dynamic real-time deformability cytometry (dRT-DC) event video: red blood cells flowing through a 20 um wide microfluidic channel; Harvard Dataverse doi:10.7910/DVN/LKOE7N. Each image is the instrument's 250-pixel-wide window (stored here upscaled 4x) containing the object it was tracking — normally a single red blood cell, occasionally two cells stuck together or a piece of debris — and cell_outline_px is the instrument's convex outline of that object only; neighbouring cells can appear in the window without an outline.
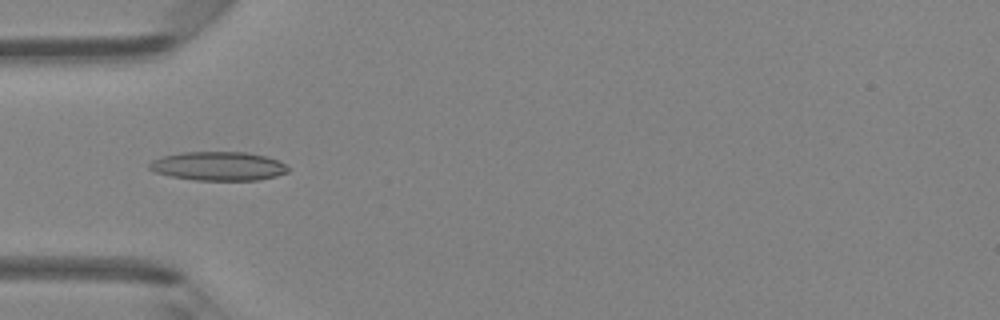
{"species": "Egyptian fruit bat (a non-hibernating species)", "species_latin": "Rousettus aegyptiacus", "temperature_condition": "room temperature", "stored_images_in_passage": 47, "camera_frame_rate_fps": 3000, "um_per_image_px": 0.085, "animal": {"sex": "female"}, "frame": {"image": 1, "passage_image": 15, "time_ms": 4.667, "image_size_px": [1000, 320], "cell_outline_px": [[288, 172], [276, 176], [256, 180], [196, 180], [172, 176], [156, 172], [148, 168], [148, 164], [152, 160], [164, 156], [184, 152], [244, 152], [264, 156], [276, 160], [284, 164], [288, 168]], "centroid_in_image_um": [18.54, 14.12], "position_along_channel_um": 66.5, "area_um2": 23.0}}
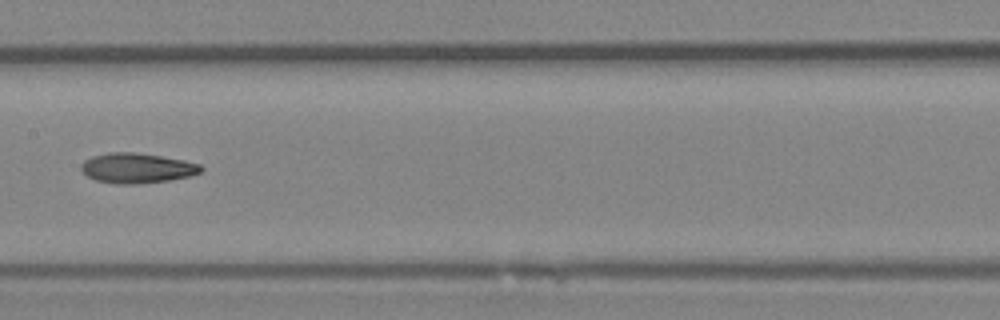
{"frame": {"image": 2, "passage_image": 24, "time_ms": 7.667, "image_size_px": [1000, 320], "cell_outline_px": [[204, 168], [200, 172], [192, 176], [168, 180], [136, 184], [116, 184], [96, 180], [88, 176], [80, 168], [80, 164], [84, 160], [92, 156], [108, 152], [136, 152], [184, 160], [200, 164]], "centroid_in_image_um": [11.64, 14.28], "position_along_channel_um": 195.8, "area_um2": 21.04}}
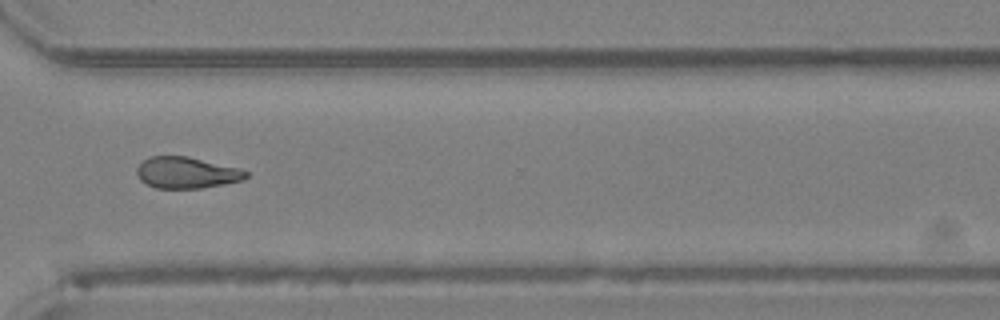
{"frame": {"image": 3, "passage_image": 35, "time_ms": 11.333, "image_size_px": [1000, 320], "cell_outline_px": [[248, 176], [244, 180], [224, 184], [200, 188], [156, 188], [144, 184], [140, 180], [136, 172], [136, 168], [148, 156], [188, 156], [240, 168], [248, 172]], "centroid_in_image_um": [15.85, 14.67], "position_along_channel_um": 354.7, "area_um2": 20.11}, "authors_computed_cell_mechanics": {"area_um2": 21.0392, "velocity_mm_per_s": 4.3327, "shape_relaxation_time_tau1_ms": null, "shape_relaxation_time_tau2_ms": 6.714, "deformation_change_tau1": null, "deformation_change_tau2": 0.1582}}